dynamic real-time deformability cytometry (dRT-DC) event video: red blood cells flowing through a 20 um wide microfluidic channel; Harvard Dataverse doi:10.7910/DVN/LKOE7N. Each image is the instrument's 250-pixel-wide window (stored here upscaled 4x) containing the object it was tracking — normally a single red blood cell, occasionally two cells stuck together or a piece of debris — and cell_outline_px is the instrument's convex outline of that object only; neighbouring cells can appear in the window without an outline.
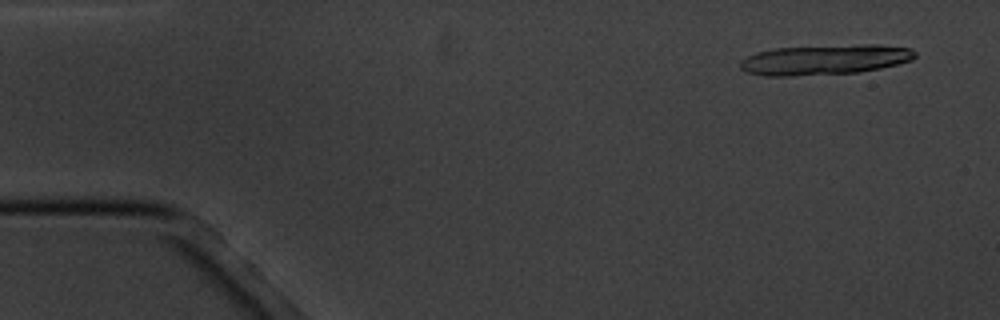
{"species": "common noctule bat (a hibernating species)", "species_latin": "Nyctalus noctula", "temperature_condition": "cold", "stored_images_in_passage": 6, "segment_of_instrument_passage": [1, 2], "camera_frame_rate_fps": 3000, "um_per_image_px": 0.085, "animal": {"sex": "male", "body_mass_g": 20.1, "forearm_length_mm": 53.5}, "frame": {"image": 1, "passage_image": 1, "time_ms": 0.0, "image_size_px": [1000, 320], "cell_outline_px": [[916, 56], [912, 60], [880, 68], [860, 72], [788, 76], [764, 76], [744, 72], [740, 68], [740, 60], [756, 52], [772, 48], [860, 44], [876, 44], [912, 48], [916, 52]], "centroid_in_image_um": [70.08, 5.07], "position_along_channel_um": 14.9, "area_um2": 30.98}}